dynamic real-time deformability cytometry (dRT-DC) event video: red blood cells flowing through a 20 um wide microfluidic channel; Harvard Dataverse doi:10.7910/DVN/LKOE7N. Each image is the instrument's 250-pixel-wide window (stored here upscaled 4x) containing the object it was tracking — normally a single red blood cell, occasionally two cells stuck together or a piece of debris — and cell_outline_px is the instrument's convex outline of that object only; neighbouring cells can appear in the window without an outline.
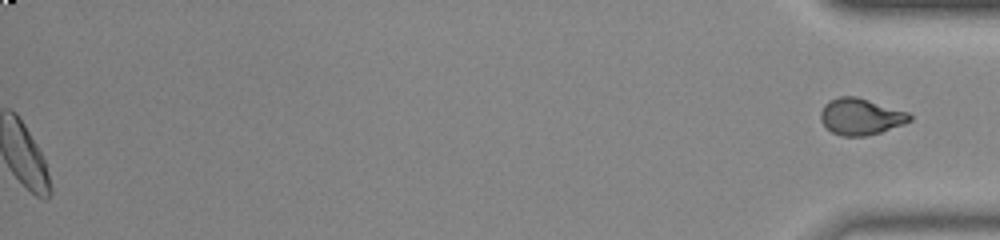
{"species": "common noctule bat (a hibernating species)", "species_latin": "Nyctalus noctula", "temperature_condition": "room temperature", "stored_images_in_passage": 39, "segment_of_instrument_passage": [2, 2], "camera_frame_rate_fps": 3000, "um_per_image_px": 0.085, "animal": {"sex": "male", "body_mass_g": 20.0, "forearm_length_mm": 53.3}, "frame": {"image": 1, "passage_image": 39, "time_ms": 12.667, "image_size_px": [1000, 240], "cell_outline_px": [[912, 120], [904, 124], [880, 132], [864, 136], [844, 136], [832, 132], [820, 120], [820, 112], [824, 104], [828, 100], [840, 96], [856, 96], [908, 112], [912, 116]], "centroid_in_image_um": [73.15, 9.9], "position_along_channel_um": 362.1, "area_um2": 18.9}}